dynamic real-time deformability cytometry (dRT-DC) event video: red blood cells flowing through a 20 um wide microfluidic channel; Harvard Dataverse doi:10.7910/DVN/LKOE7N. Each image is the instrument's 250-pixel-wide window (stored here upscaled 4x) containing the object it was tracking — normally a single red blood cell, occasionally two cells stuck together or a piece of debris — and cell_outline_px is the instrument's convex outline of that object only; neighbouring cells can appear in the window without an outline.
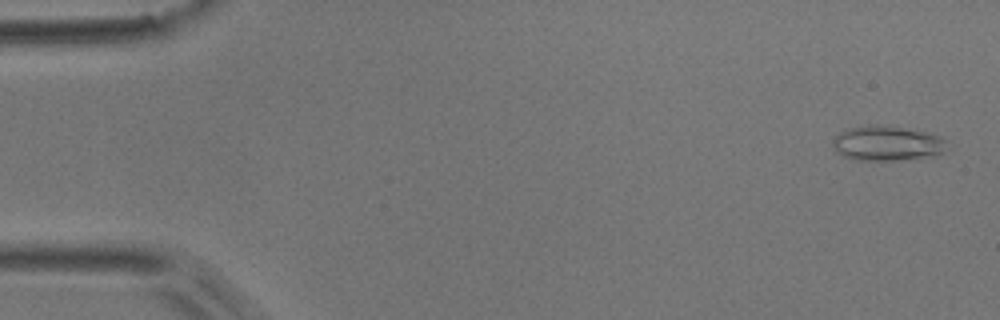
{"species": "common noctule bat (a hibernating species)", "species_latin": "Nyctalus noctula", "temperature_condition": "room temperature", "stored_images_in_passage": 10, "camera_frame_rate_fps": 3000, "um_per_image_px": 0.085, "animal": {"sex": "male", "body_mass_g": 17.9}, "frame": {"image": 1, "passage_image": 1, "time_ms": 0.0, "image_size_px": [1000, 320], "cell_outline_px": [[944, 152], [932, 156], [900, 160], [856, 160], [844, 156], [836, 152], [832, 144], [832, 140], [844, 128], [868, 124], [876, 124], [924, 132], [936, 136], [944, 140]], "centroid_in_image_um": [75.3, 12.18], "position_along_channel_um": 9.7, "area_um2": 23.0}}
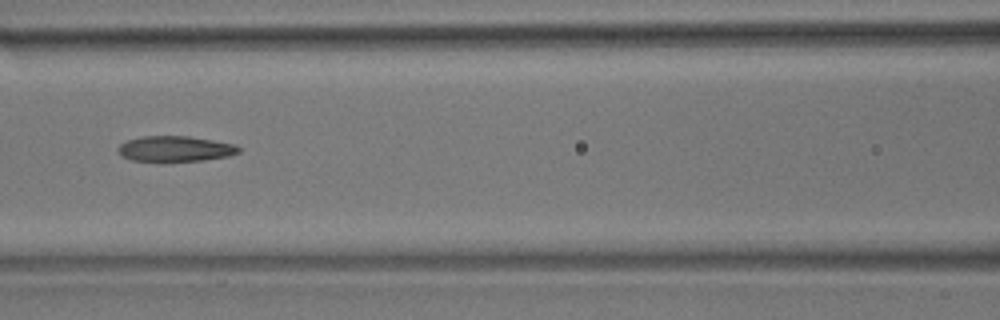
{"frame": {"image": 2, "passage_image": 6, "time_ms": 7.333, "image_size_px": [1000, 320], "cell_outline_px": [[240, 152], [228, 156], [204, 160], [164, 164], [132, 160], [120, 156], [116, 148], [120, 144], [128, 140], [140, 136], [188, 136], [212, 140], [232, 144], [240, 148]], "centroid_in_image_um": [14.81, 12.69], "position_along_channel_um": 151.8, "area_um2": 18.67}}
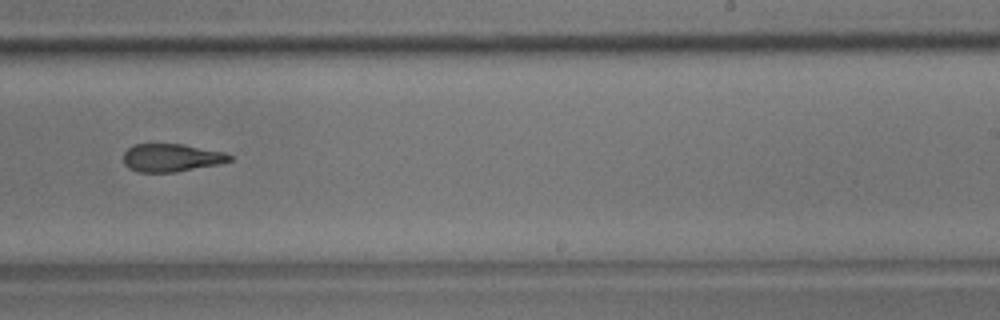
{"frame": {"image": 3, "passage_image": 9, "time_ms": 10.667, "image_size_px": [1000, 320], "cell_outline_px": [[232, 160], [220, 164], [176, 172], [140, 172], [128, 168], [124, 164], [124, 152], [132, 144], [180, 144], [224, 152], [232, 156]], "centroid_in_image_um": [14.56, 13.41], "position_along_channel_um": 274.4, "area_um2": 17.28}}